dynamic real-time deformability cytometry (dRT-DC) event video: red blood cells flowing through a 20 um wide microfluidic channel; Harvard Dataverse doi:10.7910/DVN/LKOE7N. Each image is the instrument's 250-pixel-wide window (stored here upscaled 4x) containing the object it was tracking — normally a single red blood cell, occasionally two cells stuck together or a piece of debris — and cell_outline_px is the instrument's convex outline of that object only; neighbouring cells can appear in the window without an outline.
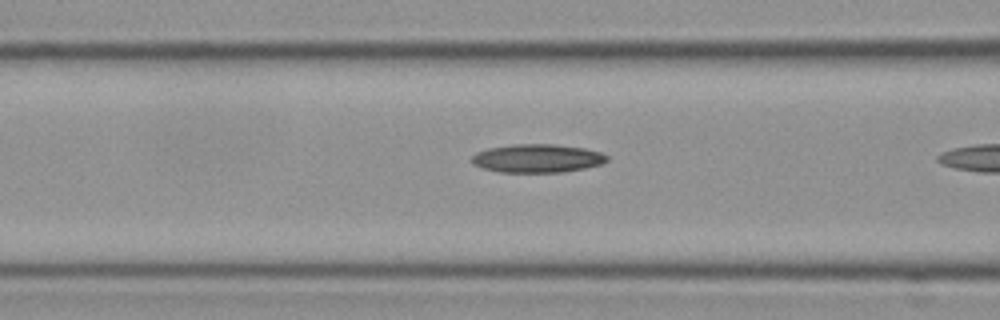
{"species": "Egyptian fruit bat (a non-hibernating species)", "species_latin": "Rousettus aegyptiacus", "temperature_condition": "cold", "stored_images_in_passage": 11, "camera_frame_rate_fps": 3000, "um_per_image_px": 0.085, "frame": {"image": 1, "passage_image": 10, "time_ms": 3.0, "image_size_px": [1000, 320], "cell_outline_px": [[608, 160], [604, 164], [564, 172], [500, 172], [484, 168], [472, 164], [472, 156], [476, 152], [488, 148], [516, 144], [556, 144], [584, 148], [600, 152], [608, 156]], "centroid_in_image_um": [45.69, 13.46], "position_along_channel_um": 120.9, "area_um2": 22.43}}